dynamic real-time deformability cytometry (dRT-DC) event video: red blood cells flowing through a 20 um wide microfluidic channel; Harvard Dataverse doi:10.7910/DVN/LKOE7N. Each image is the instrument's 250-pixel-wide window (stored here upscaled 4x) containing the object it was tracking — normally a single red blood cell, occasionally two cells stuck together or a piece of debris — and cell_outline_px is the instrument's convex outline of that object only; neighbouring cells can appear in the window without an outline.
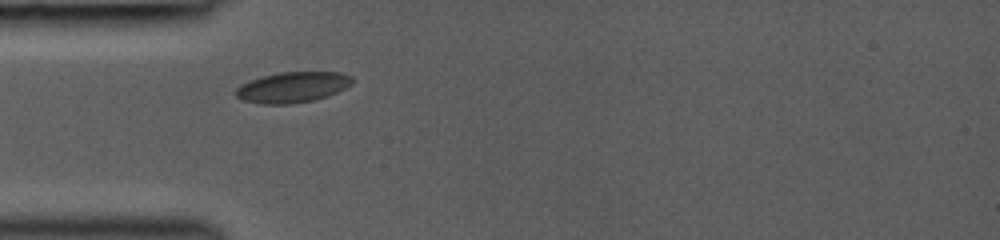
{"species": "common noctule bat (a hibernating species)", "species_latin": "Nyctalus noctula", "temperature_condition": "room temperature", "stored_images_in_passage": 24, "camera_frame_rate_fps": 3000, "um_per_image_px": 0.085, "animal": {"sex": "female", "body_mass_g": 19.0, "forearm_length_mm": 53.3}, "frame": {"image": 1, "passage_image": 1, "time_ms": 0.0, "image_size_px": [1000, 240], "cell_outline_px": [[356, 80], [352, 84], [328, 96], [312, 100], [292, 104], [260, 104], [244, 100], [236, 96], [232, 92], [240, 84], [264, 76], [280, 72], [340, 72], [352, 76]], "centroid_in_image_um": [24.87, 7.41], "position_along_channel_um": 60.1, "area_um2": 20.87}}
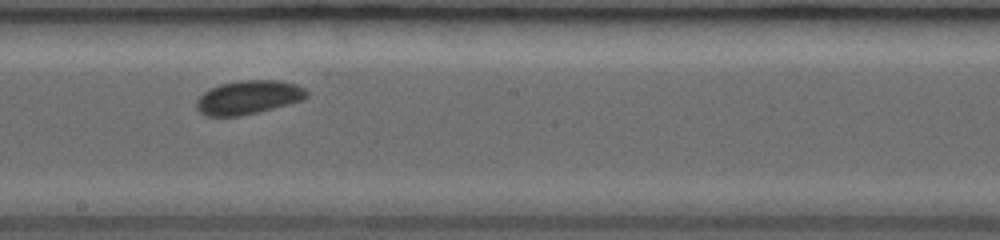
{"frame": {"image": 2, "passage_image": 11, "time_ms": 4.0, "image_size_px": [1000, 240], "cell_outline_px": [[308, 96], [304, 100], [240, 116], [204, 116], [196, 108], [196, 100], [204, 92], [220, 84], [240, 80], [280, 80], [296, 84], [304, 88], [308, 92]], "centroid_in_image_um": [21.12, 8.27], "position_along_channel_um": 227.1, "area_um2": 21.68}}
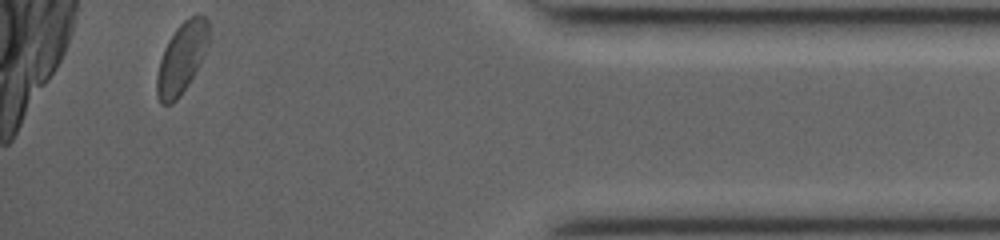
{"frame": {"image": 3, "passage_image": 24, "time_ms": 9.333, "image_size_px": [1000, 240], "cell_outline_px": [[208, 44], [188, 84], [180, 96], [172, 104], [160, 104], [156, 92], [156, 76], [160, 60], [164, 48], [168, 40], [176, 28], [188, 16], [196, 12], [200, 12], [208, 20]], "centroid_in_image_um": [15.42, 4.9], "position_along_channel_um": 419.8, "area_um2": 21.33}}